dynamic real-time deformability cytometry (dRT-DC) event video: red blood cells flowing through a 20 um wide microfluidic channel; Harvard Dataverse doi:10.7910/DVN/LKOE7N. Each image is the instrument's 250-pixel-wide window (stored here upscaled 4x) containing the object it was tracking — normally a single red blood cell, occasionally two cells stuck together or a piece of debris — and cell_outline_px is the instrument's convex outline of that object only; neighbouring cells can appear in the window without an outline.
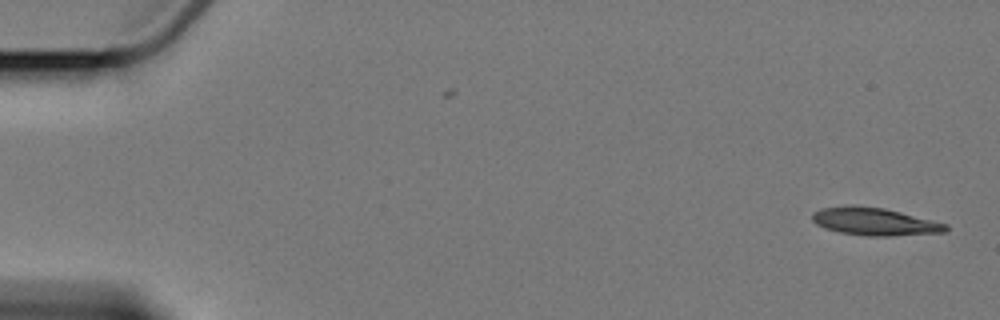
{"species": "Egyptian fruit bat (a non-hibernating species)", "species_latin": "Rousettus aegyptiacus", "temperature_condition": "cold", "stored_images_in_passage": 8, "camera_frame_rate_fps": 3000, "um_per_image_px": 0.085, "animal": {"sex": "female"}, "frame": {"image": 1, "passage_image": 1, "time_ms": 0.0, "image_size_px": [1000, 320], "cell_outline_px": [[948, 232], [892, 236], [868, 236], [840, 232], [824, 228], [816, 224], [812, 220], [812, 212], [820, 208], [844, 204], [856, 204], [884, 208], [948, 224]], "centroid_in_image_um": [74.3, 18.81], "position_along_channel_um": 10.7, "area_um2": 21.91}}
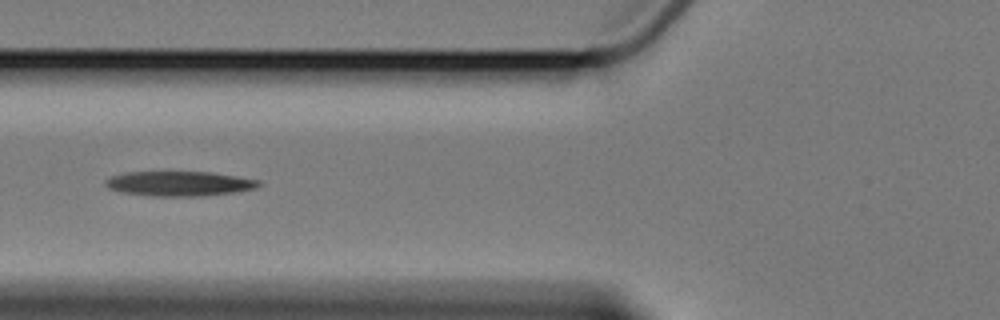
{"frame": {"image": 2, "passage_image": 7, "time_ms": 7.0, "image_size_px": [1000, 320], "cell_outline_px": [[264, 184], [256, 188], [232, 192], [200, 196], [152, 196], [120, 192], [108, 188], [104, 184], [104, 180], [112, 176], [124, 172], [212, 172], [260, 180]], "centroid_in_image_um": [15.22, 15.6], "position_along_channel_um": 110.6, "area_um2": 22.2}}
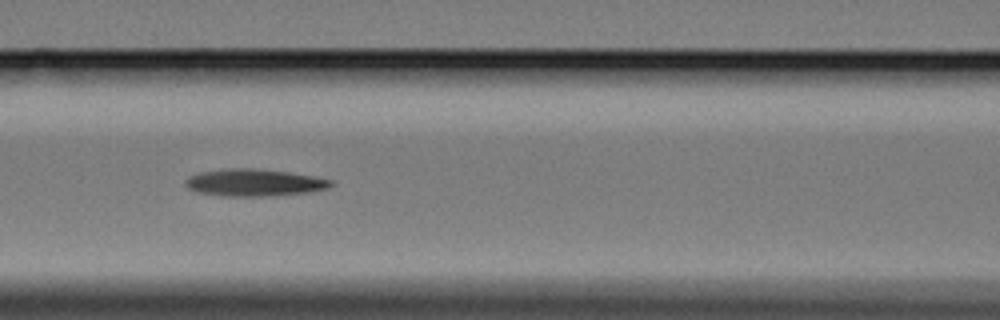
{"frame": {"image": 3, "passage_image": 8, "time_ms": 8.0, "image_size_px": [1000, 320], "cell_outline_px": [[336, 184], [328, 188], [308, 192], [276, 196], [228, 196], [200, 192], [188, 188], [184, 184], [184, 180], [188, 176], [200, 172], [224, 168], [252, 168], [288, 172], [312, 176], [332, 180]], "centroid_in_image_um": [21.62, 15.52], "position_along_channel_um": 145.0, "area_um2": 23.06}}